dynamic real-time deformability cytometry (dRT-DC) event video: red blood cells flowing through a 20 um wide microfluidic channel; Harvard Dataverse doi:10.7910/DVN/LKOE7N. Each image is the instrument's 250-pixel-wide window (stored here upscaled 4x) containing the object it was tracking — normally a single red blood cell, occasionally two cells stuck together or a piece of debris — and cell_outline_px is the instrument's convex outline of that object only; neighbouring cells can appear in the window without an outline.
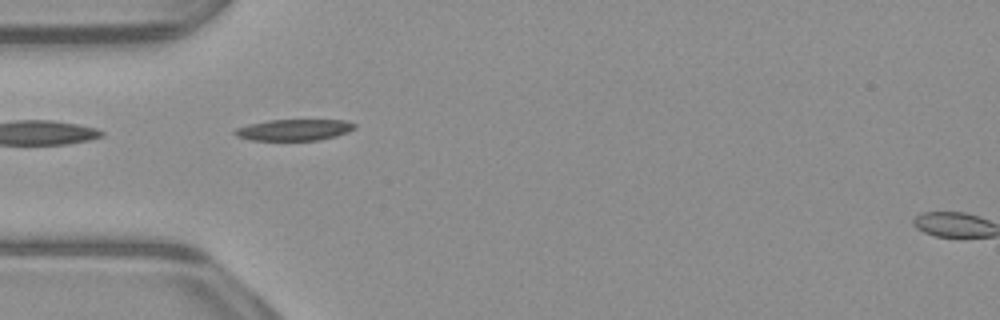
{"species": "common noctule bat (a hibernating species)", "species_latin": "Nyctalus noctula", "temperature_condition": "warm", "stored_images_in_passage": 38, "camera_frame_rate_fps": 3000, "um_per_image_px": 0.085, "animal": {"sex": "male", "body_mass_g": 23.1, "forearm_length_mm": 52.7}, "frame": {"image": 1, "passage_image": 1, "time_ms": 0.0, "image_size_px": [1000, 320], "cell_outline_px": [[356, 128], [348, 132], [336, 136], [320, 140], [252, 140], [236, 136], [232, 132], [236, 128], [248, 124], [268, 120], [344, 120], [356, 124]], "centroid_in_image_um": [25.0, 11.04], "position_along_channel_um": 60.0, "area_um2": 14.91}}
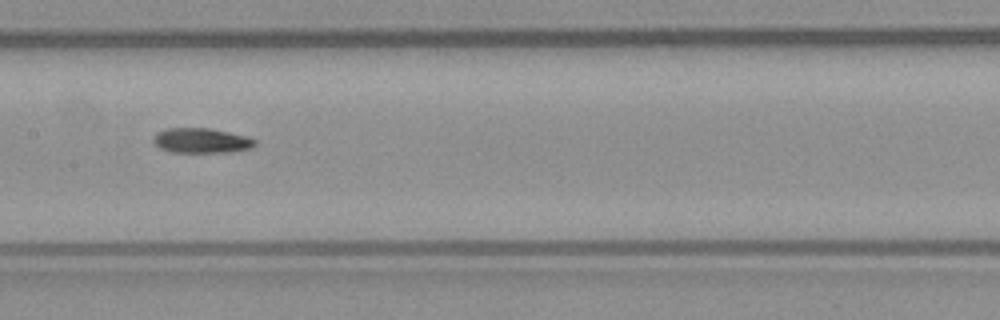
{"frame": {"image": 2, "passage_image": 11, "time_ms": 3.333, "image_size_px": [1000, 320], "cell_outline_px": [[256, 144], [248, 148], [228, 152], [172, 152], [160, 148], [152, 140], [156, 132], [168, 128], [208, 128], [228, 132], [244, 136], [256, 140]], "centroid_in_image_um": [17.07, 11.94], "position_along_channel_um": 190.3, "area_um2": 14.51}}
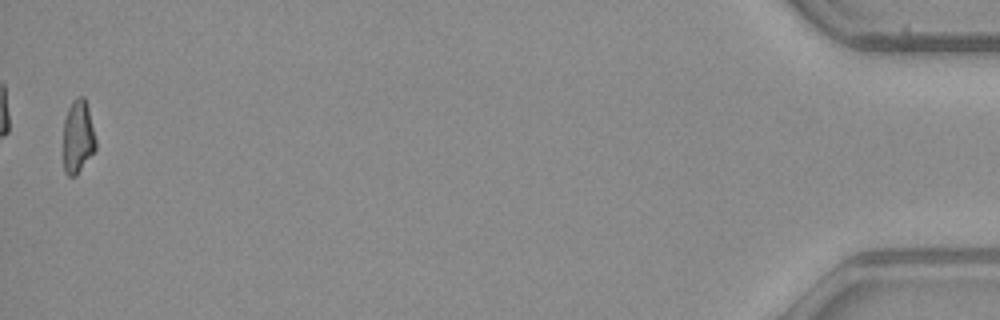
{"frame": {"image": 3, "passage_image": 37, "time_ms": 12.0, "image_size_px": [1000, 320], "cell_outline_px": [[96, 148], [76, 176], [68, 176], [64, 172], [64, 120], [68, 108], [72, 100], [76, 96], [84, 96], [88, 108], [96, 140]], "centroid_in_image_um": [6.62, 11.61], "position_along_channel_um": 428.6, "area_um2": 13.81}, "authors_computed_cell_mechanics": {"area_um2": 14.8835, "velocity_mm_per_s": 3.9368, "shape_relaxation_time_tau1_ms": 7.3984, "shape_relaxation_time_tau2_ms": 5.3304, "deformation_change_tau1": 0.2223, "deformation_change_tau2": 0.1344}}